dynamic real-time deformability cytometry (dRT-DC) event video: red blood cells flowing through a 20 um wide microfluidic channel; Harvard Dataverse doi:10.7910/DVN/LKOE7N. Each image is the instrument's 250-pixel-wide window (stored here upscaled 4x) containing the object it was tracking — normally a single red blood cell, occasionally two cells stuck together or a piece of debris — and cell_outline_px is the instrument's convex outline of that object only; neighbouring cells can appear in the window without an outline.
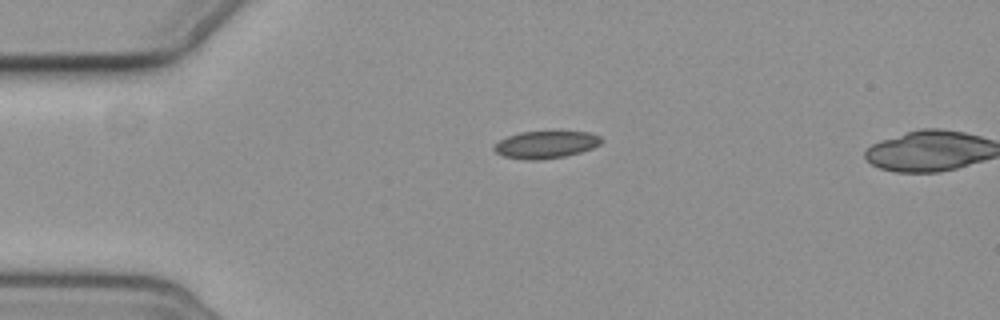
{"species": "common noctule bat (a hibernating species)", "species_latin": "Nyctalus noctula", "temperature_condition": "cold", "stored_images_in_passage": 2, "camera_frame_rate_fps": 3000, "um_per_image_px": 0.085, "animal": {"sex": "female", "body_mass_g": 19.3, "forearm_length_mm": 54.1}, "frame": {"image": 1, "passage_image": 2, "time_ms": 2.0, "image_size_px": [1000, 320], "cell_outline_px": [[604, 140], [600, 144], [592, 148], [580, 152], [564, 156], [540, 160], [524, 160], [504, 156], [496, 152], [492, 148], [500, 140], [508, 136], [520, 132], [552, 128], [588, 132], [600, 136]], "centroid_in_image_um": [46.43, 12.23], "position_along_channel_um": 38.6, "area_um2": 17.92}}